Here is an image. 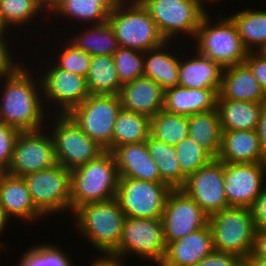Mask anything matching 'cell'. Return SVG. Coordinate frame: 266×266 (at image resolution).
I'll use <instances>...</instances> for the list:
<instances>
[{"mask_svg": "<svg viewBox=\"0 0 266 266\" xmlns=\"http://www.w3.org/2000/svg\"><path fill=\"white\" fill-rule=\"evenodd\" d=\"M166 245L209 224V215L182 189H172L162 214Z\"/></svg>", "mask_w": 266, "mask_h": 266, "instance_id": "14", "label": "cell"}, {"mask_svg": "<svg viewBox=\"0 0 266 266\" xmlns=\"http://www.w3.org/2000/svg\"><path fill=\"white\" fill-rule=\"evenodd\" d=\"M67 252L52 244H37L23 253L18 266H74Z\"/></svg>", "mask_w": 266, "mask_h": 266, "instance_id": "37", "label": "cell"}, {"mask_svg": "<svg viewBox=\"0 0 266 266\" xmlns=\"http://www.w3.org/2000/svg\"><path fill=\"white\" fill-rule=\"evenodd\" d=\"M264 104L217 98L216 109L222 131L256 130Z\"/></svg>", "mask_w": 266, "mask_h": 266, "instance_id": "27", "label": "cell"}, {"mask_svg": "<svg viewBox=\"0 0 266 266\" xmlns=\"http://www.w3.org/2000/svg\"><path fill=\"white\" fill-rule=\"evenodd\" d=\"M119 173L114 155L105 151L71 170V215L81 205L115 198Z\"/></svg>", "mask_w": 266, "mask_h": 266, "instance_id": "3", "label": "cell"}, {"mask_svg": "<svg viewBox=\"0 0 266 266\" xmlns=\"http://www.w3.org/2000/svg\"><path fill=\"white\" fill-rule=\"evenodd\" d=\"M251 255L266 259V231H256Z\"/></svg>", "mask_w": 266, "mask_h": 266, "instance_id": "46", "label": "cell"}, {"mask_svg": "<svg viewBox=\"0 0 266 266\" xmlns=\"http://www.w3.org/2000/svg\"><path fill=\"white\" fill-rule=\"evenodd\" d=\"M3 245H5L4 243H2V242H0V248H2L3 247Z\"/></svg>", "mask_w": 266, "mask_h": 266, "instance_id": "58", "label": "cell"}, {"mask_svg": "<svg viewBox=\"0 0 266 266\" xmlns=\"http://www.w3.org/2000/svg\"><path fill=\"white\" fill-rule=\"evenodd\" d=\"M220 88L193 89L176 85L164 91L163 110L190 116L216 109Z\"/></svg>", "mask_w": 266, "mask_h": 266, "instance_id": "22", "label": "cell"}, {"mask_svg": "<svg viewBox=\"0 0 266 266\" xmlns=\"http://www.w3.org/2000/svg\"><path fill=\"white\" fill-rule=\"evenodd\" d=\"M237 266H249V264L245 260H242Z\"/></svg>", "mask_w": 266, "mask_h": 266, "instance_id": "56", "label": "cell"}, {"mask_svg": "<svg viewBox=\"0 0 266 266\" xmlns=\"http://www.w3.org/2000/svg\"><path fill=\"white\" fill-rule=\"evenodd\" d=\"M218 98L266 103V93L245 62L223 69Z\"/></svg>", "mask_w": 266, "mask_h": 266, "instance_id": "21", "label": "cell"}, {"mask_svg": "<svg viewBox=\"0 0 266 266\" xmlns=\"http://www.w3.org/2000/svg\"><path fill=\"white\" fill-rule=\"evenodd\" d=\"M215 251L209 224L166 245V253L159 266H196Z\"/></svg>", "mask_w": 266, "mask_h": 266, "instance_id": "18", "label": "cell"}, {"mask_svg": "<svg viewBox=\"0 0 266 266\" xmlns=\"http://www.w3.org/2000/svg\"><path fill=\"white\" fill-rule=\"evenodd\" d=\"M174 147L176 159L180 163L181 172L185 178L214 159L205 149L189 138L183 139Z\"/></svg>", "mask_w": 266, "mask_h": 266, "instance_id": "38", "label": "cell"}, {"mask_svg": "<svg viewBox=\"0 0 266 266\" xmlns=\"http://www.w3.org/2000/svg\"><path fill=\"white\" fill-rule=\"evenodd\" d=\"M35 207L45 216L71 212V170L60 164L23 176Z\"/></svg>", "mask_w": 266, "mask_h": 266, "instance_id": "9", "label": "cell"}, {"mask_svg": "<svg viewBox=\"0 0 266 266\" xmlns=\"http://www.w3.org/2000/svg\"><path fill=\"white\" fill-rule=\"evenodd\" d=\"M151 118L121 109L114 124L111 152L118 146L144 142L150 136Z\"/></svg>", "mask_w": 266, "mask_h": 266, "instance_id": "32", "label": "cell"}, {"mask_svg": "<svg viewBox=\"0 0 266 266\" xmlns=\"http://www.w3.org/2000/svg\"><path fill=\"white\" fill-rule=\"evenodd\" d=\"M188 116L161 110L151 118L150 135L158 141L177 145L188 138Z\"/></svg>", "mask_w": 266, "mask_h": 266, "instance_id": "35", "label": "cell"}, {"mask_svg": "<svg viewBox=\"0 0 266 266\" xmlns=\"http://www.w3.org/2000/svg\"><path fill=\"white\" fill-rule=\"evenodd\" d=\"M9 28H10L9 25L6 23V21L4 20L3 16L0 13V38L7 37L6 36V34L8 35L7 32L11 31L9 30Z\"/></svg>", "mask_w": 266, "mask_h": 266, "instance_id": "52", "label": "cell"}, {"mask_svg": "<svg viewBox=\"0 0 266 266\" xmlns=\"http://www.w3.org/2000/svg\"><path fill=\"white\" fill-rule=\"evenodd\" d=\"M124 0H96L108 13L116 9Z\"/></svg>", "mask_w": 266, "mask_h": 266, "instance_id": "49", "label": "cell"}, {"mask_svg": "<svg viewBox=\"0 0 266 266\" xmlns=\"http://www.w3.org/2000/svg\"><path fill=\"white\" fill-rule=\"evenodd\" d=\"M249 266H266V259L253 257L251 254L244 259Z\"/></svg>", "mask_w": 266, "mask_h": 266, "instance_id": "51", "label": "cell"}, {"mask_svg": "<svg viewBox=\"0 0 266 266\" xmlns=\"http://www.w3.org/2000/svg\"><path fill=\"white\" fill-rule=\"evenodd\" d=\"M51 12L57 17H67L70 20L90 25L108 21L109 15L96 0H58L50 9L49 14Z\"/></svg>", "mask_w": 266, "mask_h": 266, "instance_id": "34", "label": "cell"}, {"mask_svg": "<svg viewBox=\"0 0 266 266\" xmlns=\"http://www.w3.org/2000/svg\"><path fill=\"white\" fill-rule=\"evenodd\" d=\"M119 47L148 51L166 40L139 0H124L108 15Z\"/></svg>", "mask_w": 266, "mask_h": 266, "instance_id": "5", "label": "cell"}, {"mask_svg": "<svg viewBox=\"0 0 266 266\" xmlns=\"http://www.w3.org/2000/svg\"><path fill=\"white\" fill-rule=\"evenodd\" d=\"M86 85L90 94L118 95L119 81L112 55L92 56Z\"/></svg>", "mask_w": 266, "mask_h": 266, "instance_id": "31", "label": "cell"}, {"mask_svg": "<svg viewBox=\"0 0 266 266\" xmlns=\"http://www.w3.org/2000/svg\"><path fill=\"white\" fill-rule=\"evenodd\" d=\"M214 249L243 260L251 254L256 229L250 208L229 206L209 216Z\"/></svg>", "mask_w": 266, "mask_h": 266, "instance_id": "6", "label": "cell"}, {"mask_svg": "<svg viewBox=\"0 0 266 266\" xmlns=\"http://www.w3.org/2000/svg\"><path fill=\"white\" fill-rule=\"evenodd\" d=\"M258 55L266 59V43L255 51Z\"/></svg>", "mask_w": 266, "mask_h": 266, "instance_id": "54", "label": "cell"}, {"mask_svg": "<svg viewBox=\"0 0 266 266\" xmlns=\"http://www.w3.org/2000/svg\"><path fill=\"white\" fill-rule=\"evenodd\" d=\"M170 47L171 42L165 41L162 45L144 52L143 76L151 78L164 91L179 83V57L181 54L178 55L173 50L172 54Z\"/></svg>", "mask_w": 266, "mask_h": 266, "instance_id": "25", "label": "cell"}, {"mask_svg": "<svg viewBox=\"0 0 266 266\" xmlns=\"http://www.w3.org/2000/svg\"><path fill=\"white\" fill-rule=\"evenodd\" d=\"M90 27L74 34L76 36H70L72 39H68L69 42L91 56L113 55L118 50L119 44L109 22Z\"/></svg>", "mask_w": 266, "mask_h": 266, "instance_id": "29", "label": "cell"}, {"mask_svg": "<svg viewBox=\"0 0 266 266\" xmlns=\"http://www.w3.org/2000/svg\"><path fill=\"white\" fill-rule=\"evenodd\" d=\"M145 142L150 157L159 168L161 180L171 189H181L186 178L182 175L180 163L176 159L175 147L158 141L151 135Z\"/></svg>", "mask_w": 266, "mask_h": 266, "instance_id": "30", "label": "cell"}, {"mask_svg": "<svg viewBox=\"0 0 266 266\" xmlns=\"http://www.w3.org/2000/svg\"><path fill=\"white\" fill-rule=\"evenodd\" d=\"M112 154L120 177L164 183L156 162L150 157L145 141L120 145Z\"/></svg>", "mask_w": 266, "mask_h": 266, "instance_id": "19", "label": "cell"}, {"mask_svg": "<svg viewBox=\"0 0 266 266\" xmlns=\"http://www.w3.org/2000/svg\"><path fill=\"white\" fill-rule=\"evenodd\" d=\"M53 64V65H52ZM47 72L41 74L43 101L45 104L56 105L59 114H69L81 104L90 93L87 89L86 78L60 68L55 62L49 63ZM47 101V102H46ZM51 103V104H50Z\"/></svg>", "mask_w": 266, "mask_h": 266, "instance_id": "15", "label": "cell"}, {"mask_svg": "<svg viewBox=\"0 0 266 266\" xmlns=\"http://www.w3.org/2000/svg\"><path fill=\"white\" fill-rule=\"evenodd\" d=\"M44 10L49 13L39 0H0V13L10 28L28 25Z\"/></svg>", "mask_w": 266, "mask_h": 266, "instance_id": "36", "label": "cell"}, {"mask_svg": "<svg viewBox=\"0 0 266 266\" xmlns=\"http://www.w3.org/2000/svg\"><path fill=\"white\" fill-rule=\"evenodd\" d=\"M222 73L223 68L218 63L196 51L188 59L180 57L178 85L193 89L220 88Z\"/></svg>", "mask_w": 266, "mask_h": 266, "instance_id": "26", "label": "cell"}, {"mask_svg": "<svg viewBox=\"0 0 266 266\" xmlns=\"http://www.w3.org/2000/svg\"><path fill=\"white\" fill-rule=\"evenodd\" d=\"M24 66L21 64L13 73L0 77V80H5H2L5 84L2 87L4 90L1 91L0 122L19 131L48 129L47 125L43 126L48 115L44 111L47 108L44 106L41 94V80L37 78L39 82L36 81V77L34 79L31 71Z\"/></svg>", "mask_w": 266, "mask_h": 266, "instance_id": "1", "label": "cell"}, {"mask_svg": "<svg viewBox=\"0 0 266 266\" xmlns=\"http://www.w3.org/2000/svg\"><path fill=\"white\" fill-rule=\"evenodd\" d=\"M118 95L122 108L127 111L152 118L163 109L164 90L151 78L145 76L123 84Z\"/></svg>", "mask_w": 266, "mask_h": 266, "instance_id": "20", "label": "cell"}, {"mask_svg": "<svg viewBox=\"0 0 266 266\" xmlns=\"http://www.w3.org/2000/svg\"><path fill=\"white\" fill-rule=\"evenodd\" d=\"M6 174H7V170L3 166L0 165V185Z\"/></svg>", "mask_w": 266, "mask_h": 266, "instance_id": "55", "label": "cell"}, {"mask_svg": "<svg viewBox=\"0 0 266 266\" xmlns=\"http://www.w3.org/2000/svg\"><path fill=\"white\" fill-rule=\"evenodd\" d=\"M250 210L256 231H266V183Z\"/></svg>", "mask_w": 266, "mask_h": 266, "instance_id": "42", "label": "cell"}, {"mask_svg": "<svg viewBox=\"0 0 266 266\" xmlns=\"http://www.w3.org/2000/svg\"><path fill=\"white\" fill-rule=\"evenodd\" d=\"M181 189L209 216L229 207L224 190V163L218 159L188 176Z\"/></svg>", "mask_w": 266, "mask_h": 266, "instance_id": "16", "label": "cell"}, {"mask_svg": "<svg viewBox=\"0 0 266 266\" xmlns=\"http://www.w3.org/2000/svg\"><path fill=\"white\" fill-rule=\"evenodd\" d=\"M9 221H11L10 218L7 216L5 210L0 205V235L7 229L6 226L9 225L7 224L9 223Z\"/></svg>", "mask_w": 266, "mask_h": 266, "instance_id": "50", "label": "cell"}, {"mask_svg": "<svg viewBox=\"0 0 266 266\" xmlns=\"http://www.w3.org/2000/svg\"><path fill=\"white\" fill-rule=\"evenodd\" d=\"M217 159L223 163H266L257 129L222 131Z\"/></svg>", "mask_w": 266, "mask_h": 266, "instance_id": "23", "label": "cell"}, {"mask_svg": "<svg viewBox=\"0 0 266 266\" xmlns=\"http://www.w3.org/2000/svg\"><path fill=\"white\" fill-rule=\"evenodd\" d=\"M165 253L166 242L161 218L126 217L118 248L110 256L122 260L135 254L142 260L159 266Z\"/></svg>", "mask_w": 266, "mask_h": 266, "instance_id": "7", "label": "cell"}, {"mask_svg": "<svg viewBox=\"0 0 266 266\" xmlns=\"http://www.w3.org/2000/svg\"><path fill=\"white\" fill-rule=\"evenodd\" d=\"M66 42L67 44H62V49L58 51V57L57 55L55 56V58L58 59H53L52 61H56L55 63L60 68L86 78L90 69L92 56L80 49H77L69 42V40Z\"/></svg>", "mask_w": 266, "mask_h": 266, "instance_id": "40", "label": "cell"}, {"mask_svg": "<svg viewBox=\"0 0 266 266\" xmlns=\"http://www.w3.org/2000/svg\"><path fill=\"white\" fill-rule=\"evenodd\" d=\"M89 266H125L123 260L111 256H98Z\"/></svg>", "mask_w": 266, "mask_h": 266, "instance_id": "48", "label": "cell"}, {"mask_svg": "<svg viewBox=\"0 0 266 266\" xmlns=\"http://www.w3.org/2000/svg\"><path fill=\"white\" fill-rule=\"evenodd\" d=\"M229 17L249 52H255L266 43V9H244Z\"/></svg>", "mask_w": 266, "mask_h": 266, "instance_id": "33", "label": "cell"}, {"mask_svg": "<svg viewBox=\"0 0 266 266\" xmlns=\"http://www.w3.org/2000/svg\"><path fill=\"white\" fill-rule=\"evenodd\" d=\"M266 163H224V190L228 206L250 208L266 180Z\"/></svg>", "mask_w": 266, "mask_h": 266, "instance_id": "17", "label": "cell"}, {"mask_svg": "<svg viewBox=\"0 0 266 266\" xmlns=\"http://www.w3.org/2000/svg\"><path fill=\"white\" fill-rule=\"evenodd\" d=\"M166 41L188 35L194 39L201 19L207 13L201 0H139ZM180 34V35H179ZM173 38V39H172Z\"/></svg>", "mask_w": 266, "mask_h": 266, "instance_id": "8", "label": "cell"}, {"mask_svg": "<svg viewBox=\"0 0 266 266\" xmlns=\"http://www.w3.org/2000/svg\"><path fill=\"white\" fill-rule=\"evenodd\" d=\"M20 131L0 122V165L6 170L11 162L16 138Z\"/></svg>", "mask_w": 266, "mask_h": 266, "instance_id": "41", "label": "cell"}, {"mask_svg": "<svg viewBox=\"0 0 266 266\" xmlns=\"http://www.w3.org/2000/svg\"><path fill=\"white\" fill-rule=\"evenodd\" d=\"M72 214L78 232L101 255L110 256L118 248L126 215L115 198L83 204Z\"/></svg>", "mask_w": 266, "mask_h": 266, "instance_id": "2", "label": "cell"}, {"mask_svg": "<svg viewBox=\"0 0 266 266\" xmlns=\"http://www.w3.org/2000/svg\"><path fill=\"white\" fill-rule=\"evenodd\" d=\"M225 12L217 14L213 24L207 12L201 19L193 40H196L194 51L218 63L223 69L244 63L249 51L244 46L238 30ZM212 22V23H211ZM198 41V42H197Z\"/></svg>", "mask_w": 266, "mask_h": 266, "instance_id": "4", "label": "cell"}, {"mask_svg": "<svg viewBox=\"0 0 266 266\" xmlns=\"http://www.w3.org/2000/svg\"><path fill=\"white\" fill-rule=\"evenodd\" d=\"M121 109L119 95L90 94L69 115L90 139L111 151L114 124Z\"/></svg>", "mask_w": 266, "mask_h": 266, "instance_id": "11", "label": "cell"}, {"mask_svg": "<svg viewBox=\"0 0 266 266\" xmlns=\"http://www.w3.org/2000/svg\"><path fill=\"white\" fill-rule=\"evenodd\" d=\"M44 129L20 131L7 169L8 174L23 177L57 164L52 136Z\"/></svg>", "mask_w": 266, "mask_h": 266, "instance_id": "13", "label": "cell"}, {"mask_svg": "<svg viewBox=\"0 0 266 266\" xmlns=\"http://www.w3.org/2000/svg\"><path fill=\"white\" fill-rule=\"evenodd\" d=\"M188 138L214 159H217L221 149L222 129L217 109L195 113L188 116Z\"/></svg>", "mask_w": 266, "mask_h": 266, "instance_id": "28", "label": "cell"}, {"mask_svg": "<svg viewBox=\"0 0 266 266\" xmlns=\"http://www.w3.org/2000/svg\"><path fill=\"white\" fill-rule=\"evenodd\" d=\"M8 45L6 38H0V77L13 73L22 64L15 63Z\"/></svg>", "mask_w": 266, "mask_h": 266, "instance_id": "45", "label": "cell"}, {"mask_svg": "<svg viewBox=\"0 0 266 266\" xmlns=\"http://www.w3.org/2000/svg\"><path fill=\"white\" fill-rule=\"evenodd\" d=\"M244 62L249 66L254 78L266 93V59L256 52H249Z\"/></svg>", "mask_w": 266, "mask_h": 266, "instance_id": "43", "label": "cell"}, {"mask_svg": "<svg viewBox=\"0 0 266 266\" xmlns=\"http://www.w3.org/2000/svg\"><path fill=\"white\" fill-rule=\"evenodd\" d=\"M257 131L263 152V157L266 159V104H264L262 107Z\"/></svg>", "mask_w": 266, "mask_h": 266, "instance_id": "47", "label": "cell"}, {"mask_svg": "<svg viewBox=\"0 0 266 266\" xmlns=\"http://www.w3.org/2000/svg\"><path fill=\"white\" fill-rule=\"evenodd\" d=\"M206 1H208V2H217V1H219V0H206ZM221 1V0H220Z\"/></svg>", "mask_w": 266, "mask_h": 266, "instance_id": "57", "label": "cell"}, {"mask_svg": "<svg viewBox=\"0 0 266 266\" xmlns=\"http://www.w3.org/2000/svg\"><path fill=\"white\" fill-rule=\"evenodd\" d=\"M0 205L10 218L26 222L45 216L35 207L23 177L6 174L0 185ZM14 216V217H13Z\"/></svg>", "mask_w": 266, "mask_h": 266, "instance_id": "24", "label": "cell"}, {"mask_svg": "<svg viewBox=\"0 0 266 266\" xmlns=\"http://www.w3.org/2000/svg\"><path fill=\"white\" fill-rule=\"evenodd\" d=\"M44 7L50 11V9L58 2V0H39Z\"/></svg>", "mask_w": 266, "mask_h": 266, "instance_id": "53", "label": "cell"}, {"mask_svg": "<svg viewBox=\"0 0 266 266\" xmlns=\"http://www.w3.org/2000/svg\"><path fill=\"white\" fill-rule=\"evenodd\" d=\"M242 260L234 254L214 251L201 259L196 266H237Z\"/></svg>", "mask_w": 266, "mask_h": 266, "instance_id": "44", "label": "cell"}, {"mask_svg": "<svg viewBox=\"0 0 266 266\" xmlns=\"http://www.w3.org/2000/svg\"><path fill=\"white\" fill-rule=\"evenodd\" d=\"M112 56L122 85L143 76L144 52L119 47Z\"/></svg>", "mask_w": 266, "mask_h": 266, "instance_id": "39", "label": "cell"}, {"mask_svg": "<svg viewBox=\"0 0 266 266\" xmlns=\"http://www.w3.org/2000/svg\"><path fill=\"white\" fill-rule=\"evenodd\" d=\"M171 190L165 183L120 177L115 199L128 218H162Z\"/></svg>", "mask_w": 266, "mask_h": 266, "instance_id": "12", "label": "cell"}, {"mask_svg": "<svg viewBox=\"0 0 266 266\" xmlns=\"http://www.w3.org/2000/svg\"><path fill=\"white\" fill-rule=\"evenodd\" d=\"M50 135L54 142L57 164L74 169L96 159L106 150L90 139L69 114H56Z\"/></svg>", "mask_w": 266, "mask_h": 266, "instance_id": "10", "label": "cell"}]
</instances>
